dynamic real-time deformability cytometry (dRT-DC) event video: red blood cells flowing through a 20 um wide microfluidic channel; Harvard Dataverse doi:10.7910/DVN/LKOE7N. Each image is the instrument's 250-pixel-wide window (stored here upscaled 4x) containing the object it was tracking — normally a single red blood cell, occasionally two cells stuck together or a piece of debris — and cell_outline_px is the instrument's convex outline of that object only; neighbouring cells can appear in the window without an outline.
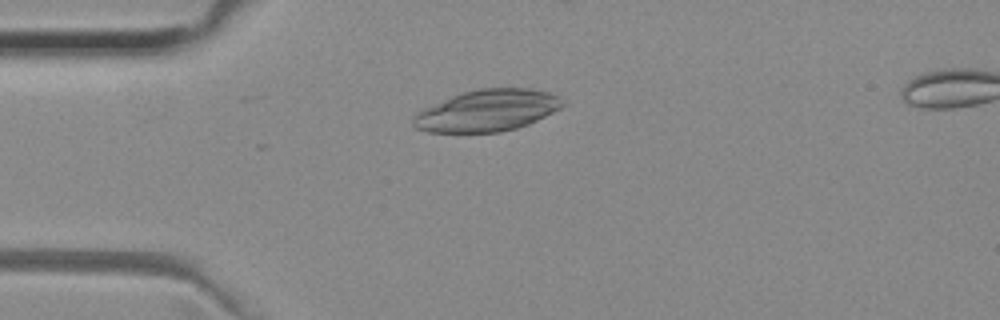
{"species": "common noctule bat (a hibernating species)", "species_latin": "Nyctalus noctula", "temperature_condition": "room temperature", "stored_images_in_passage": 41, "camera_frame_rate_fps": 3000, "um_per_image_px": 0.085, "animal": {"sex": "female", "body_mass_g": 29.2, "forearm_length_mm": 56.3}, "frame": {"image": 1, "passage_image": 13, "time_ms": 4.0, "image_size_px": [1000, 320], "cell_outline_px": [[564, 104], [560, 108], [528, 124], [516, 128], [500, 132], [428, 132], [416, 128], [412, 124], [412, 120], [416, 112], [424, 108], [452, 96], [464, 92], [480, 88], [532, 88], [548, 92], [560, 96], [564, 100]], "centroid_in_image_um": [41.42, 9.39], "position_along_channel_um": 43.6, "area_um2": 36.07}}
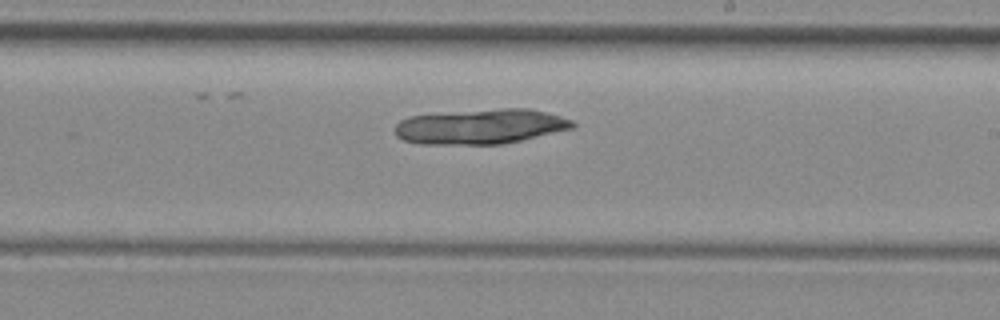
{"frame": {"image": 2, "passage_image": 30, "time_ms": 9.667, "image_size_px": [1000, 320], "cell_outline_px": [[576, 124], [572, 128], [504, 144], [420, 144], [404, 140], [396, 136], [396, 124], [400, 120], [408, 116], [500, 108], [528, 108], [560, 116], [572, 120]], "centroid_in_image_um": [40.83, 10.76], "position_along_channel_um": 248.2, "area_um2": 35.95}}
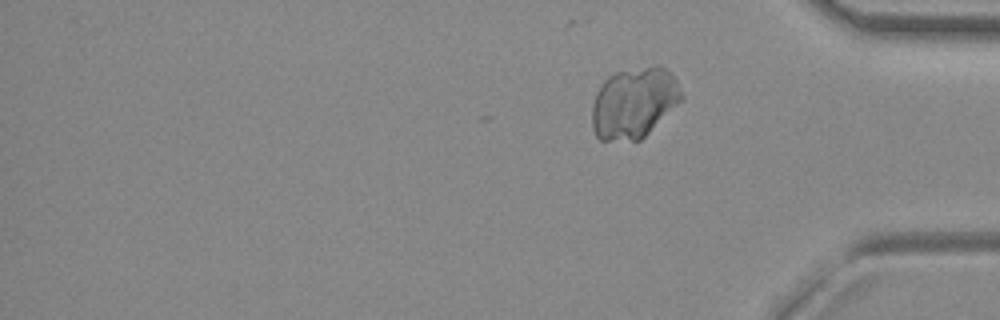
{"frame": {"image": 3, "passage_image": 41, "time_ms": 13.333, "image_size_px": [1000, 320], "cell_outline_px": [[684, 100], [640, 140], [600, 140], [596, 136], [592, 128], [592, 104], [596, 92], [604, 80], [608, 76], [616, 72], [656, 64], [660, 64], [668, 68], [672, 72], [684, 96]], "centroid_in_image_um": [53.92, 8.71], "position_along_channel_um": 381.3, "area_um2": 37.45}}